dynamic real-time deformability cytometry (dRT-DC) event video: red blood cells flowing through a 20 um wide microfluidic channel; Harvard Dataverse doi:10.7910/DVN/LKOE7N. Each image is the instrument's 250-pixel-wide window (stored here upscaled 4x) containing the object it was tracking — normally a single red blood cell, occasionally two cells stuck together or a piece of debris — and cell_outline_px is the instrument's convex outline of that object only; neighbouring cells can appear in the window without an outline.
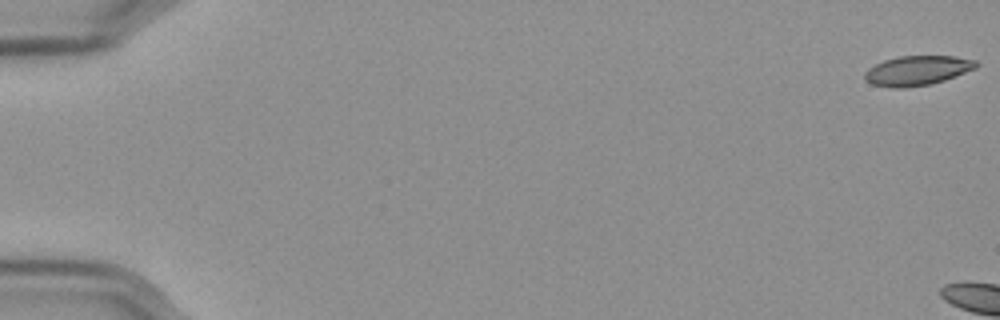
{"species": "Egyptian fruit bat (a non-hibernating species)", "species_latin": "Rousettus aegyptiacus", "temperature_condition": "cold", "stored_images_in_passage": 5, "camera_frame_rate_fps": 3000, "um_per_image_px": 0.085, "frame": {"image": 1, "passage_image": 1, "time_ms": 0.0, "image_size_px": [1000, 320], "cell_outline_px": [[980, 64], [976, 68], [944, 80], [928, 84], [904, 88], [892, 88], [872, 84], [864, 80], [864, 72], [868, 68], [884, 60], [900, 56], [956, 56], [976, 60]], "centroid_in_image_um": [77.96, 5.99], "position_along_channel_um": 7.0, "area_um2": 19.25}}